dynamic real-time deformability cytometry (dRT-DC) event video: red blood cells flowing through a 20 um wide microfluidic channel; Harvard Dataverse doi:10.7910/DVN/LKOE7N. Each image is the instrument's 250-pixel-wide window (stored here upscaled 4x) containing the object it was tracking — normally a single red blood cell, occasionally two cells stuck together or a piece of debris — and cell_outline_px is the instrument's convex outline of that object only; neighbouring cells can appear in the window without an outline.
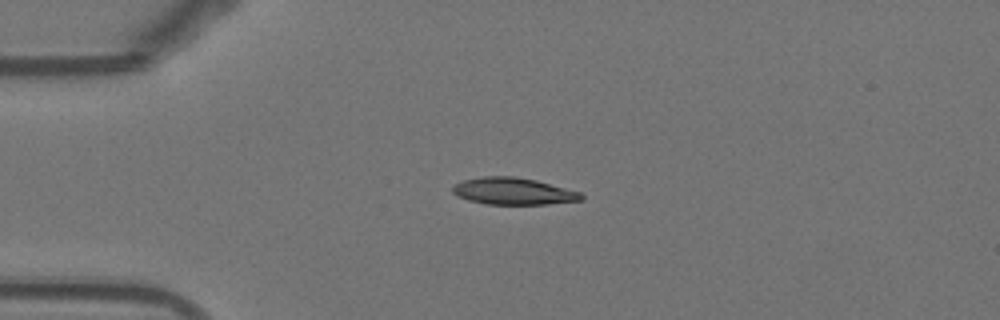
{"species": "Egyptian fruit bat (a non-hibernating species)", "species_latin": "Rousettus aegyptiacus", "temperature_condition": "warm", "stored_images_in_passage": 6, "camera_frame_rate_fps": 3000, "um_per_image_px": 0.085, "animal": {"sex": "female"}, "frame": {"image": 1, "passage_image": 1, "time_ms": 0.0, "image_size_px": [1000, 320], "cell_outline_px": [[584, 200], [548, 204], [488, 204], [468, 200], [452, 192], [452, 188], [456, 184], [464, 180], [484, 176], [516, 176], [536, 180], [580, 192], [584, 196]], "centroid_in_image_um": [43.67, 16.25], "position_along_channel_um": 41.3, "area_um2": 20.06}}